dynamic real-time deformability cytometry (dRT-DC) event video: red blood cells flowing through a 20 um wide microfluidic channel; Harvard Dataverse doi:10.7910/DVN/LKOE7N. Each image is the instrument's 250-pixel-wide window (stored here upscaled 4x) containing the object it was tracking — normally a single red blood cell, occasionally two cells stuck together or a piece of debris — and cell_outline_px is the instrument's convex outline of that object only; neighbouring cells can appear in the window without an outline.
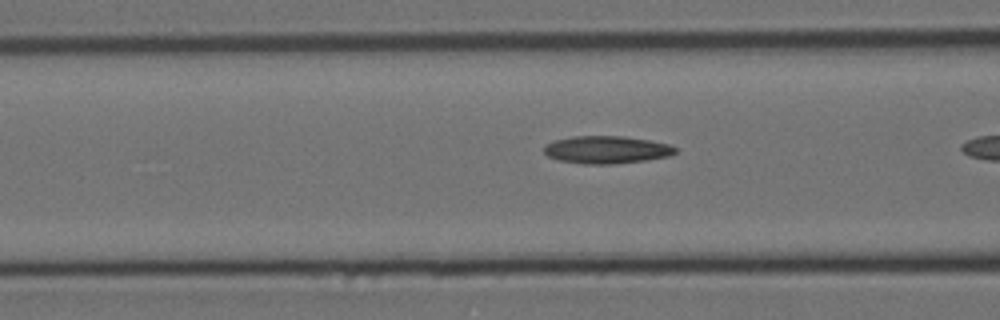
{"species": "Egyptian fruit bat (a non-hibernating species)", "species_latin": "Rousettus aegyptiacus", "temperature_condition": "cold", "stored_images_in_passage": 8, "camera_frame_rate_fps": 3000, "um_per_image_px": 0.085, "animal": {"sex": "female"}, "frame": {"image": 1, "passage_image": 7, "time_ms": 2.0, "image_size_px": [1000, 320], "cell_outline_px": [[676, 152], [668, 156], [648, 160], [612, 164], [584, 164], [560, 160], [548, 156], [544, 152], [544, 144], [552, 140], [572, 136], [624, 136], [648, 140], [668, 144], [676, 148]], "centroid_in_image_um": [51.52, 12.72], "position_along_channel_um": 115.1, "area_um2": 21.15}}